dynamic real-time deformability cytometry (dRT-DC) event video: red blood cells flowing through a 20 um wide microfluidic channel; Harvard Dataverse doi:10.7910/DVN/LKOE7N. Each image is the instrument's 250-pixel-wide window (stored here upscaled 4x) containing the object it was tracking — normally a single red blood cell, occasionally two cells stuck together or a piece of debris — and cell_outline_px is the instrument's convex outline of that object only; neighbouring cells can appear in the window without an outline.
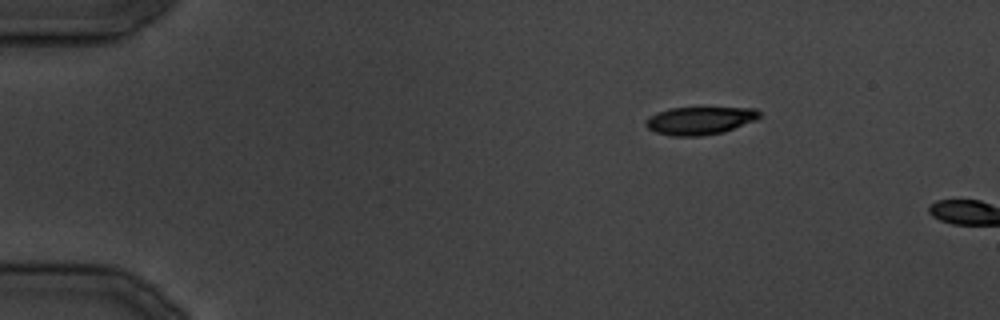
{"species": "common noctule bat (a hibernating species)", "species_latin": "Nyctalus noctula", "temperature_condition": "cold", "stored_images_in_passage": 3, "camera_frame_rate_fps": 3000, "um_per_image_px": 0.085, "animal": {"sex": "male", "body_mass_g": 19.5, "forearm_length_mm": 54.6}, "frame": {"image": 1, "passage_image": 1, "time_ms": 0.0, "image_size_px": [1000, 320], "cell_outline_px": [[760, 116], [756, 120], [724, 132], [700, 136], [672, 136], [656, 132], [648, 128], [644, 124], [644, 120], [648, 116], [656, 112], [668, 108], [704, 104], [756, 108], [760, 112]], "centroid_in_image_um": [59.5, 10.17], "position_along_channel_um": 25.5, "area_um2": 19.83}}